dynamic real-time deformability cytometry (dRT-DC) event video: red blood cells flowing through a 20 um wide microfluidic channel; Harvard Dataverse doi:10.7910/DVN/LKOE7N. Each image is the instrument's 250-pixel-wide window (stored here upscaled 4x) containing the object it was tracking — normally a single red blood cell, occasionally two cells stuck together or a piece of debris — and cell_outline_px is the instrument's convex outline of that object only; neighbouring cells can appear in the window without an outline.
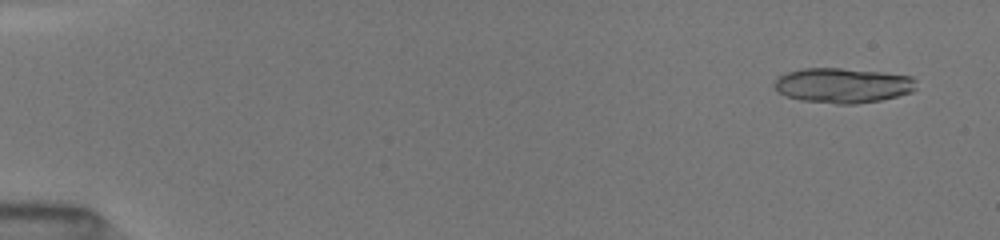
{"species": "common noctule bat (a hibernating species)", "species_latin": "Nyctalus noctula", "temperature_condition": "room temperature", "stored_images_in_passage": 6, "camera_frame_rate_fps": 3000, "um_per_image_px": 0.085, "animal": {"sex": "female", "body_mass_g": 19.5, "forearm_length_mm": 54.1}, "frame": {"image": 1, "passage_image": 1, "time_ms": 0.0, "image_size_px": [1000, 240], "cell_outline_px": [[916, 88], [912, 92], [880, 100], [856, 104], [836, 104], [800, 100], [784, 96], [772, 84], [780, 76], [788, 72], [800, 68], [840, 68], [884, 72], [912, 76], [916, 80]], "centroid_in_image_um": [71.65, 7.26], "position_along_channel_um": 13.4, "area_um2": 29.07}}
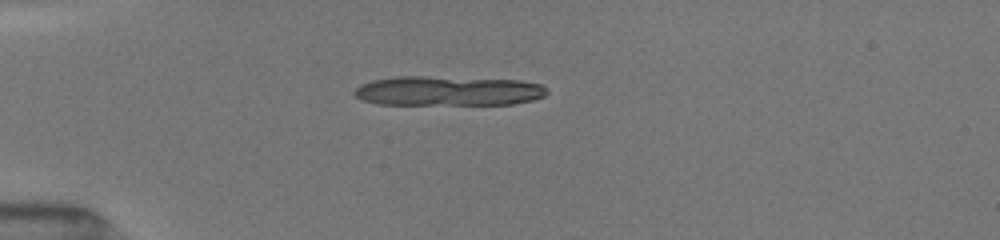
{"frame": {"image": 2, "passage_image": 5, "time_ms": 3.667, "image_size_px": [1000, 240], "cell_outline_px": [[548, 92], [544, 96], [532, 100], [512, 104], [376, 104], [360, 100], [352, 92], [360, 84], [372, 80], [396, 76], [428, 76], [520, 80], [540, 84], [548, 88]], "centroid_in_image_um": [38.06, 7.72], "position_along_channel_um": 46.9, "area_um2": 33.52}}